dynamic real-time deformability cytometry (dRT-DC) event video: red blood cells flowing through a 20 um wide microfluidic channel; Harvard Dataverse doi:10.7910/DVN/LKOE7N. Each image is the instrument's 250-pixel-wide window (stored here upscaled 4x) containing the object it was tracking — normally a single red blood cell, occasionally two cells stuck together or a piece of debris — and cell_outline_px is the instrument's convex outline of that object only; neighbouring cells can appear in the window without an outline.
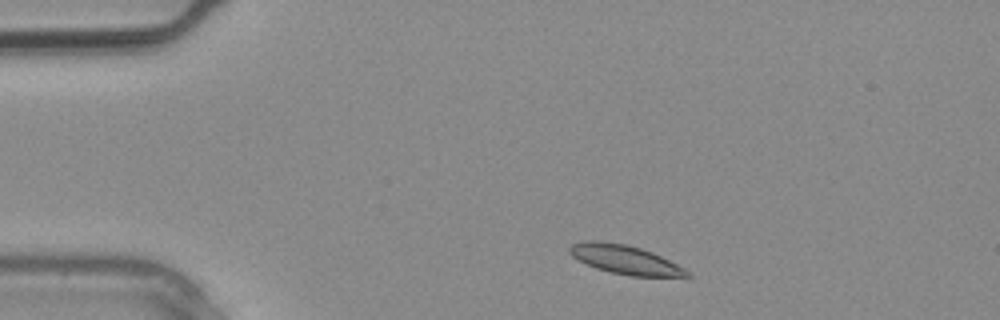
{"species": "common noctule bat (a hibernating species)", "species_latin": "Nyctalus noctula", "temperature_condition": "warm", "stored_images_in_passage": 2, "camera_frame_rate_fps": 3000, "um_per_image_px": 0.085, "animal": {"sex": "male", "body_mass_g": 20.4}, "frame": {"image": 1, "passage_image": 1, "time_ms": 0.0, "image_size_px": [1000, 320], "cell_outline_px": [[692, 276], [632, 276], [612, 272], [596, 268], [572, 256], [568, 252], [568, 248], [572, 244], [584, 240], [596, 240], [624, 244], [640, 248], [652, 252], [692, 272]], "centroid_in_image_um": [53.11, 22.05], "position_along_channel_um": 31.9, "area_um2": 19.54}}
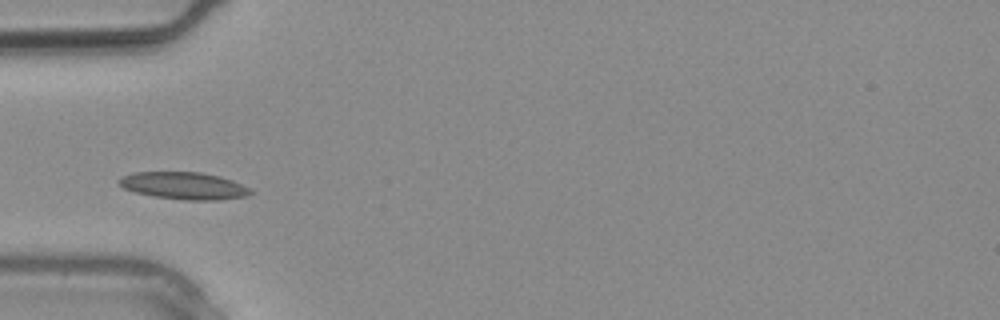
{"frame": {"image": 2, "passage_image": 2, "time_ms": 0.333, "image_size_px": [1000, 320], "cell_outline_px": [[252, 192], [244, 196], [216, 200], [188, 200], [156, 196], [136, 192], [124, 188], [120, 184], [120, 176], [132, 172], [200, 172], [220, 176], [232, 180], [248, 188]], "centroid_in_image_um": [15.6, 15.77], "position_along_channel_um": 69.4, "area_um2": 20.46}}